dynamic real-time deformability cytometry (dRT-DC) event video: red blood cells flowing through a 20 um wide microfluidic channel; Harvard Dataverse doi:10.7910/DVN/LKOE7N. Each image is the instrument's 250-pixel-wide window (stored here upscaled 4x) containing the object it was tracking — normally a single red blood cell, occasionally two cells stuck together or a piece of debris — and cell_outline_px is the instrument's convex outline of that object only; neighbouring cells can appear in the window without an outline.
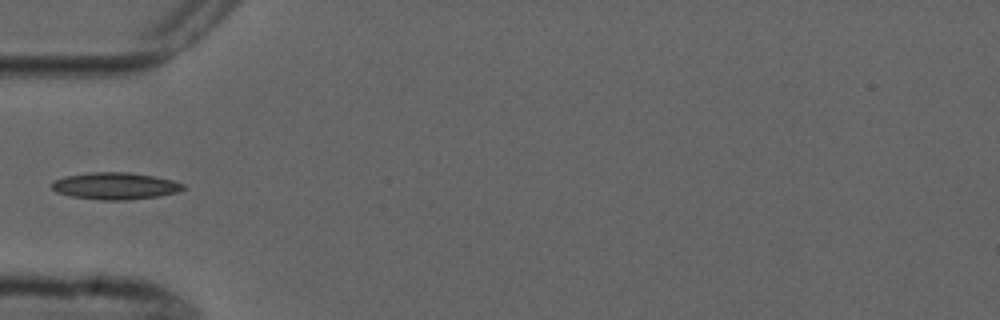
{"species": "common noctule bat (a hibernating species)", "species_latin": "Nyctalus noctula", "temperature_condition": "cold", "stored_images_in_passage": 2, "camera_frame_rate_fps": 3000, "um_per_image_px": 0.085, "animal": {"sex": "male", "forearm_length_mm": 52.5}, "frame": {"image": 1, "passage_image": 2, "time_ms": 3.667, "image_size_px": [1000, 320], "cell_outline_px": [[188, 188], [176, 192], [156, 196], [124, 200], [100, 200], [72, 196], [56, 192], [52, 188], [52, 180], [64, 176], [88, 172], [128, 172], [156, 176], [172, 180], [184, 184]], "centroid_in_image_um": [9.78, 15.79], "position_along_channel_um": 75.2, "area_um2": 20.69}}